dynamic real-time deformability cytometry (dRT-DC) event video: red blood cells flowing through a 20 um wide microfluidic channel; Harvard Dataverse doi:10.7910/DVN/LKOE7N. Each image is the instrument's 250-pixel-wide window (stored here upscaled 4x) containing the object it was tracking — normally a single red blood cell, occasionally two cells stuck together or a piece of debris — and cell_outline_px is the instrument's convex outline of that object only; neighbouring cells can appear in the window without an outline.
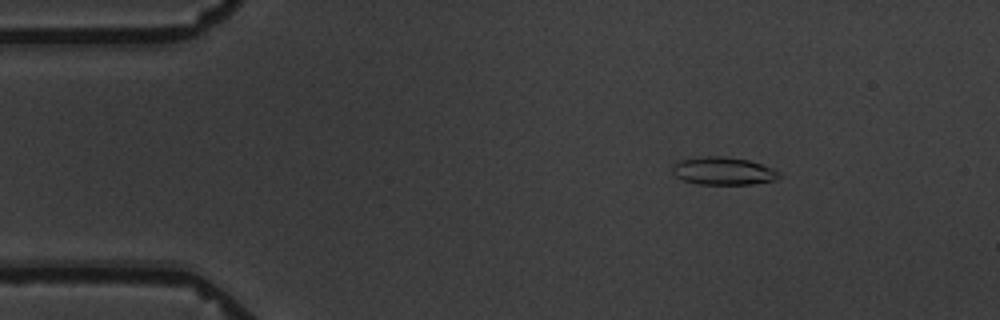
{"species": "common noctule bat (a hibernating species)", "species_latin": "Nyctalus noctula", "temperature_condition": "warm", "stored_images_in_passage": 4, "camera_frame_rate_fps": 3000, "um_per_image_px": 0.085, "animal": {"sex": "male", "body_mass_g": 19.5, "forearm_length_mm": 54.6}, "frame": {"image": 1, "passage_image": 2, "time_ms": 1.0, "image_size_px": [1000, 320], "cell_outline_px": [[780, 176], [776, 180], [752, 184], [696, 184], [684, 180], [676, 176], [672, 172], [672, 168], [680, 160], [704, 156], [724, 156], [748, 160], [772, 168], [780, 172]], "centroid_in_image_um": [61.49, 14.54], "position_along_channel_um": 23.5, "area_um2": 17.17}}